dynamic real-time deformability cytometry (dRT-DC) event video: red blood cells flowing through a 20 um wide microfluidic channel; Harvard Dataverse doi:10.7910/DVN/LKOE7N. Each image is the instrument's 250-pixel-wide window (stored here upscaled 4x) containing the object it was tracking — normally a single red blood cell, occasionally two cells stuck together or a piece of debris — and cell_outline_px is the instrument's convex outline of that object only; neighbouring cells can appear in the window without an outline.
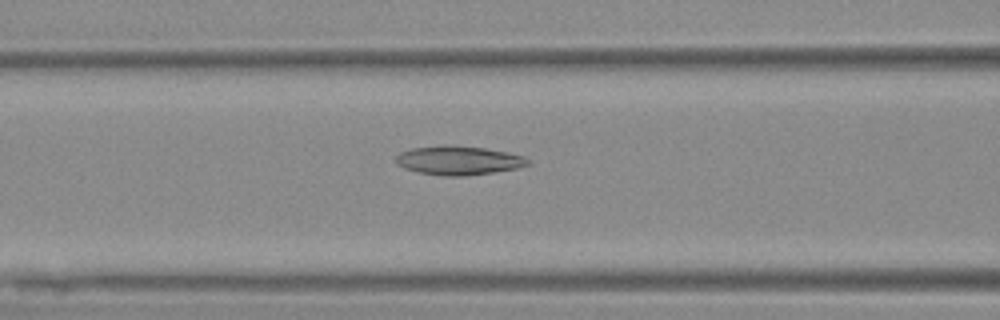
{"species": "Egyptian fruit bat (a non-hibernating species)", "species_latin": "Rousettus aegyptiacus", "temperature_condition": "warm", "stored_images_in_passage": 34, "camera_frame_rate_fps": 3000, "um_per_image_px": 0.085, "animal": {"sex": "female"}, "frame": {"image": 1, "passage_image": 11, "time_ms": 3.333, "image_size_px": [1000, 320], "cell_outline_px": [[532, 164], [516, 168], [468, 176], [444, 176], [420, 172], [404, 168], [396, 164], [396, 156], [400, 152], [412, 148], [448, 144], [484, 148], [508, 152], [524, 156], [532, 160]], "centroid_in_image_um": [39.01, 13.63], "position_along_channel_um": 127.6, "area_um2": 22.43}}
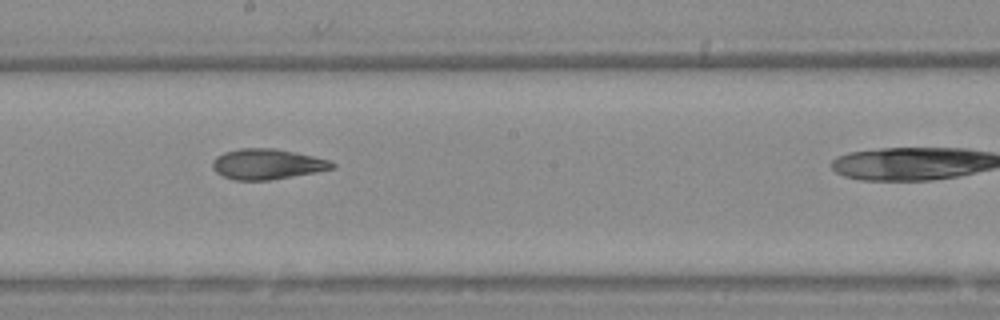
{"frame": {"image": 2, "passage_image": 19, "time_ms": 6.0, "image_size_px": [1000, 320], "cell_outline_px": [[336, 168], [316, 172], [272, 180], [236, 180], [224, 176], [216, 172], [212, 168], [212, 160], [216, 156], [224, 152], [240, 148], [276, 148], [312, 156], [328, 160], [336, 164]], "centroid_in_image_um": [22.7, 13.95], "position_along_channel_um": 225.5, "area_um2": 21.27}}
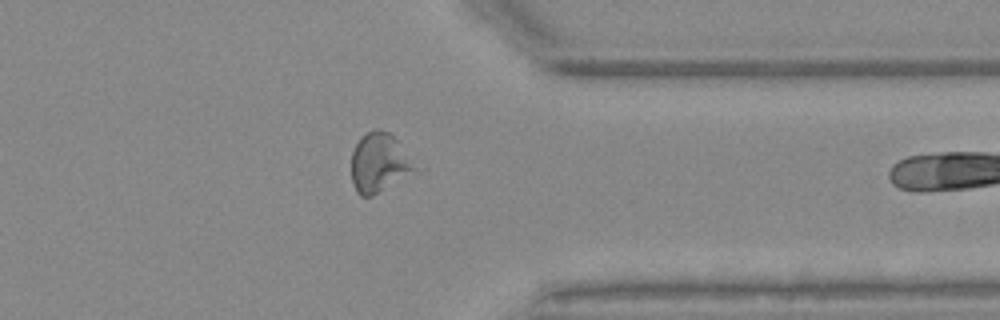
{"frame": {"image": 3, "passage_image": 32, "time_ms": 10.333, "image_size_px": [1000, 320], "cell_outline_px": [[416, 172], [372, 196], [360, 196], [356, 192], [352, 184], [352, 152], [360, 136], [376, 128], [388, 132], [396, 140], [416, 168]], "centroid_in_image_um": [32.18, 13.86], "position_along_channel_um": 379.2, "area_um2": 21.56}}